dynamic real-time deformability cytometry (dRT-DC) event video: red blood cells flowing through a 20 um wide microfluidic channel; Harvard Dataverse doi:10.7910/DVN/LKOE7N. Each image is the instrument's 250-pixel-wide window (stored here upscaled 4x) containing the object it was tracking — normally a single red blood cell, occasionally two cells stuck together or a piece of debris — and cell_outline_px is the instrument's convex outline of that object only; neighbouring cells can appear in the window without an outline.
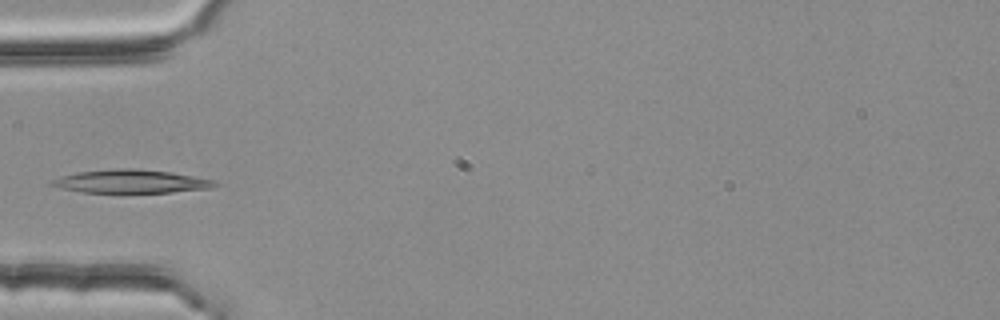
{"species": "common noctule bat (a hibernating species)", "species_latin": "Nyctalus noctula", "temperature_condition": "room temperature", "stored_images_in_passage": 4, "camera_frame_rate_fps": 3000, "um_per_image_px": 0.085, "animal": {"sex": "female", "body_mass_g": 25.1}, "frame": {"image": 1, "passage_image": 4, "time_ms": 1.0, "image_size_px": [1000, 320], "cell_outline_px": [[220, 184], [212, 188], [172, 192], [80, 192], [60, 188], [48, 184], [52, 180], [60, 176], [80, 172], [108, 168], [136, 168], [168, 172], [216, 180]], "centroid_in_image_um": [11.13, 15.41], "position_along_channel_um": 73.9, "area_um2": 22.2}}